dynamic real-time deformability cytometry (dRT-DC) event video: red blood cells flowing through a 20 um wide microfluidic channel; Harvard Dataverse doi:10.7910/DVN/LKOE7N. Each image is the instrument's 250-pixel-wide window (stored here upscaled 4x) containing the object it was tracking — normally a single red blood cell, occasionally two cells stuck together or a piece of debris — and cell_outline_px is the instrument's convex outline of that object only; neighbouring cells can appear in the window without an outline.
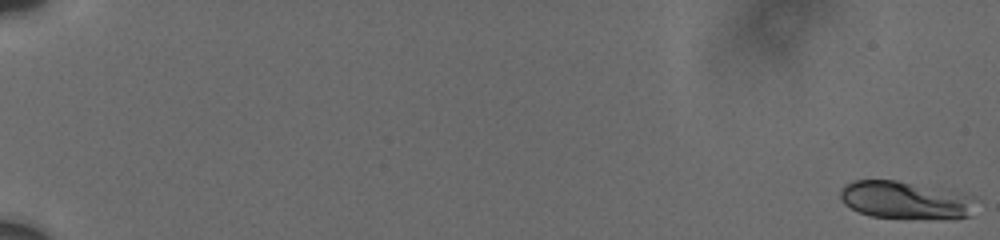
{"species": "human", "species_latin": "Homo sapiens", "temperature_condition": "cold", "stored_images_in_passage": 24, "camera_frame_rate_fps": 3000, "um_per_image_px": 0.085, "donor": {"sex": "male"}, "frame": {"image": 1, "passage_image": 1, "time_ms": 0.0, "image_size_px": [1000, 240], "cell_outline_px": [[980, 200], [972, 216], [956, 220], [872, 216], [860, 212], [844, 204], [840, 196], [840, 192], [844, 184], [852, 180], [896, 180], [968, 192], [976, 196]], "centroid_in_image_um": [77.15, 17.01], "position_along_channel_um": 7.8, "area_um2": 31.04}}
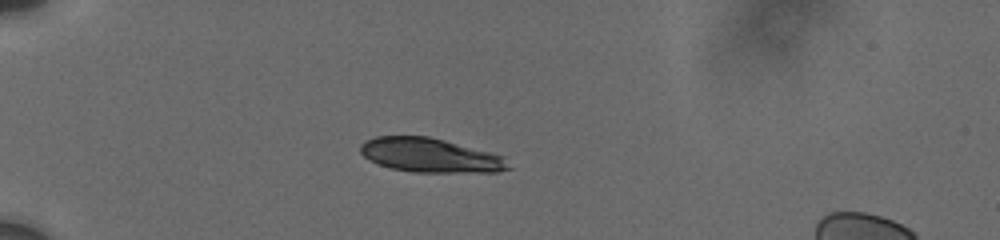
{"frame": {"image": 2, "passage_image": 17, "time_ms": 6.0, "image_size_px": [1000, 240], "cell_outline_px": [[512, 168], [496, 172], [412, 172], [392, 168], [368, 160], [360, 152], [360, 144], [364, 140], [376, 136], [428, 136], [444, 140], [504, 156]], "centroid_in_image_um": [36.55, 13.2], "position_along_channel_um": 48.4, "area_um2": 29.42}}
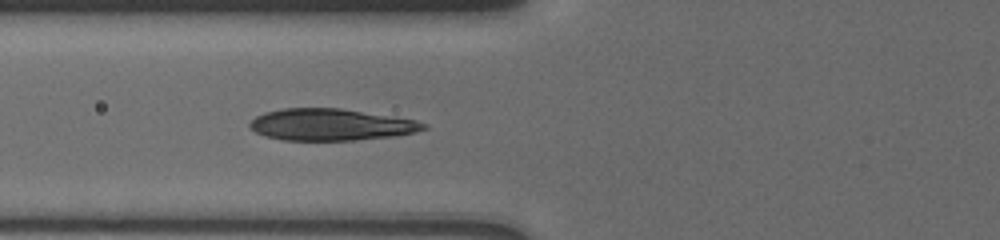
{"frame": {"image": 3, "passage_image": 24, "time_ms": 8.333, "image_size_px": [1000, 240], "cell_outline_px": [[428, 128], [416, 132], [396, 136], [356, 140], [284, 140], [264, 136], [248, 128], [248, 124], [256, 116], [264, 112], [284, 108], [340, 108], [416, 120], [428, 124]], "centroid_in_image_um": [28.12, 10.6], "position_along_channel_um": 97.7, "area_um2": 32.25}}